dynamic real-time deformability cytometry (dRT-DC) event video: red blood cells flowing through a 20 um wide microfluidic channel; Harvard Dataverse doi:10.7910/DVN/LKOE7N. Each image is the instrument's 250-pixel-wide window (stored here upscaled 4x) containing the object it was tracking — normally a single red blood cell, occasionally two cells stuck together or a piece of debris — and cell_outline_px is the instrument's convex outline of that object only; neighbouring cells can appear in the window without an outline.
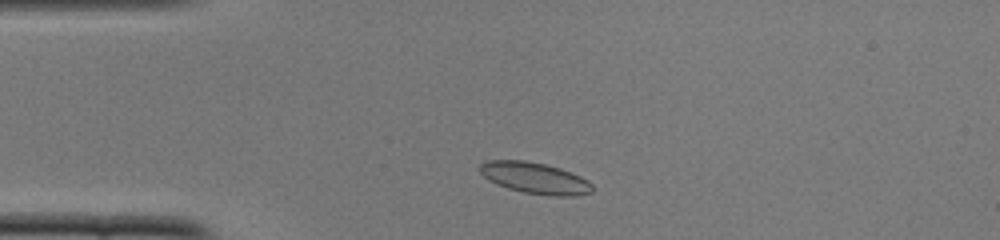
{"species": "common noctule bat (a hibernating species)", "species_latin": "Nyctalus noctula", "temperature_condition": "cold", "stored_images_in_passage": 42, "camera_frame_rate_fps": 3000, "um_per_image_px": 0.085, "animal": {"sex": "female", "body_mass_g": 22.0, "forearm_length_mm": 56.7}, "frame": {"image": 1, "passage_image": 2, "time_ms": 0.333, "image_size_px": [1000, 240], "cell_outline_px": [[592, 192], [580, 196], [548, 196], [524, 192], [508, 188], [496, 184], [488, 180], [480, 172], [480, 164], [484, 160], [524, 160], [544, 164], [560, 168], [580, 176], [588, 180], [592, 184]], "centroid_in_image_um": [45.47, 15.14], "position_along_channel_um": 39.5, "area_um2": 20.63}}
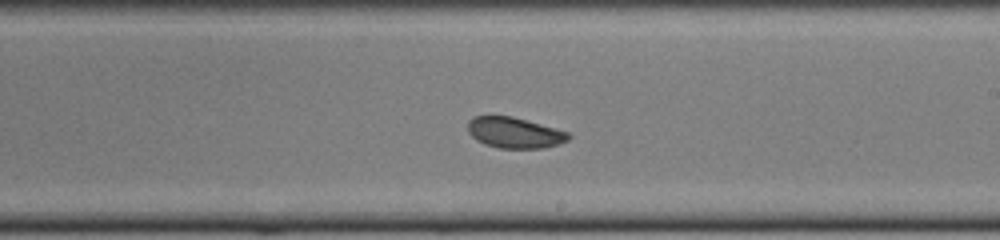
{"frame": {"image": 2, "passage_image": 20, "time_ms": 6.333, "image_size_px": [1000, 240], "cell_outline_px": [[572, 136], [568, 140], [544, 148], [500, 148], [484, 144], [476, 140], [468, 132], [468, 120], [472, 116], [512, 116], [568, 132]], "centroid_in_image_um": [43.7, 11.28], "position_along_channel_um": 245.3, "area_um2": 17.98}}
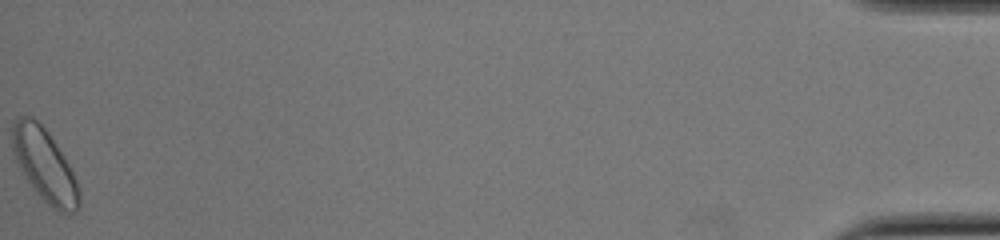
{"frame": {"image": 3, "passage_image": 42, "time_ms": 13.667, "image_size_px": [1000, 240], "cell_outline_px": [[80, 208], [68, 216], [52, 208], [36, 192], [20, 168], [12, 152], [12, 124], [20, 116], [32, 116], [44, 128], [68, 164], [80, 188]], "centroid_in_image_um": [3.8, 14.09], "position_along_channel_um": 431.4, "area_um2": 27.92}, "authors_computed_cell_mechanics": {"area_um2": 19.2474, "velocity_mm_per_s": 3.8721, "shape_relaxation_time_tau1_ms": 2.8969, "shape_relaxation_time_tau2_ms": 3.2248, "deformation_change_tau1": 0.0737, "deformation_change_tau2": 0.0588}}